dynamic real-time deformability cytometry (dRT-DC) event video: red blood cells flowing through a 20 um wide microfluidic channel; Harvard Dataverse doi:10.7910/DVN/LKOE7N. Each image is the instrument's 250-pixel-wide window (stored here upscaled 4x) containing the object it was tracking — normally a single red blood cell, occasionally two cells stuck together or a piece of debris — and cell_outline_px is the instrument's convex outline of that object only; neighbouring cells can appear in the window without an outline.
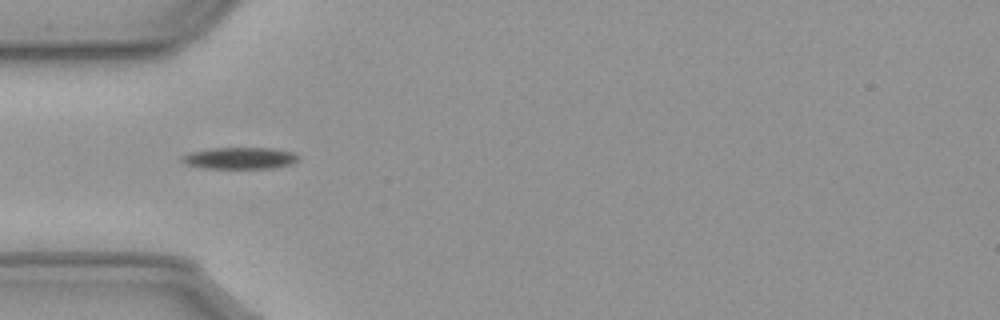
{"species": "common noctule bat (a hibernating species)", "species_latin": "Nyctalus noctula", "temperature_condition": "cold", "stored_images_in_passage": 40, "camera_frame_rate_fps": 3000, "um_per_image_px": 0.085, "animal": {"sex": "male", "body_mass_g": 23.1, "forearm_length_mm": 52.7}, "frame": {"image": 1, "passage_image": 1, "time_ms": 0.0, "image_size_px": [1000, 320], "cell_outline_px": [[300, 156], [292, 164], [272, 168], [204, 168], [184, 164], [180, 160], [180, 156], [192, 152], [212, 148], [268, 148], [292, 152]], "centroid_in_image_um": [20.35, 13.45], "position_along_channel_um": 64.7, "area_um2": 14.62}}
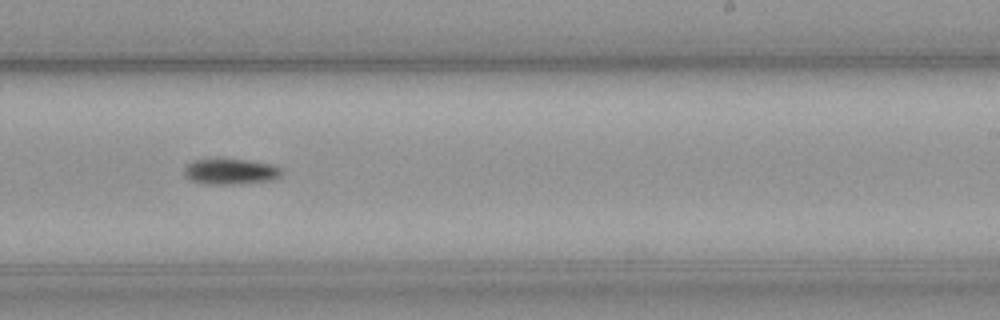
{"frame": {"image": 2, "passage_image": 18, "time_ms": 5.667, "image_size_px": [1000, 320], "cell_outline_px": [[280, 176], [272, 180], [240, 184], [200, 184], [188, 180], [184, 176], [184, 164], [192, 160], [244, 160], [268, 164], [280, 168]], "centroid_in_image_um": [19.48, 14.61], "position_along_channel_um": 269.5, "area_um2": 14.51}}
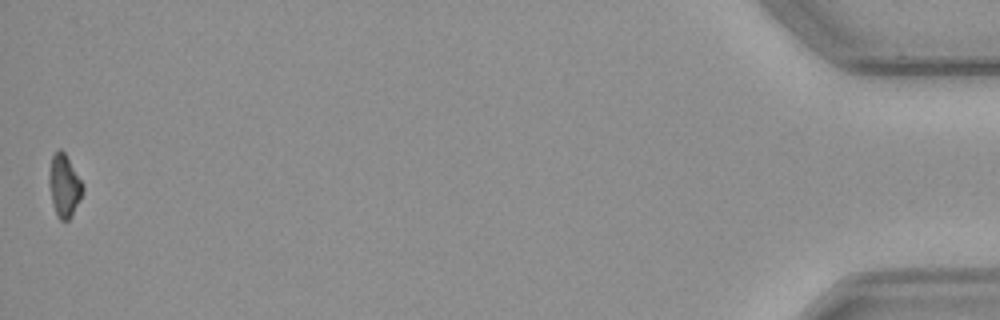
{"frame": {"image": 3, "passage_image": 40, "time_ms": 13.0, "image_size_px": [1000, 320], "cell_outline_px": [[84, 188], [80, 200], [68, 220], [60, 220], [56, 216], [52, 200], [48, 180], [52, 156], [60, 148], [64, 152], [84, 184]], "centroid_in_image_um": [5.47, 15.79], "position_along_channel_um": 429.7, "area_um2": 12.08}, "authors_computed_cell_mechanics": {"area_um2": 13.7853, "velocity_mm_per_s": 3.6092, "shape_relaxation_time_tau1_ms": 2.9861, "shape_relaxation_time_tau2_ms": null, "deformation_change_tau1": 0.0974, "deformation_change_tau2": null}}